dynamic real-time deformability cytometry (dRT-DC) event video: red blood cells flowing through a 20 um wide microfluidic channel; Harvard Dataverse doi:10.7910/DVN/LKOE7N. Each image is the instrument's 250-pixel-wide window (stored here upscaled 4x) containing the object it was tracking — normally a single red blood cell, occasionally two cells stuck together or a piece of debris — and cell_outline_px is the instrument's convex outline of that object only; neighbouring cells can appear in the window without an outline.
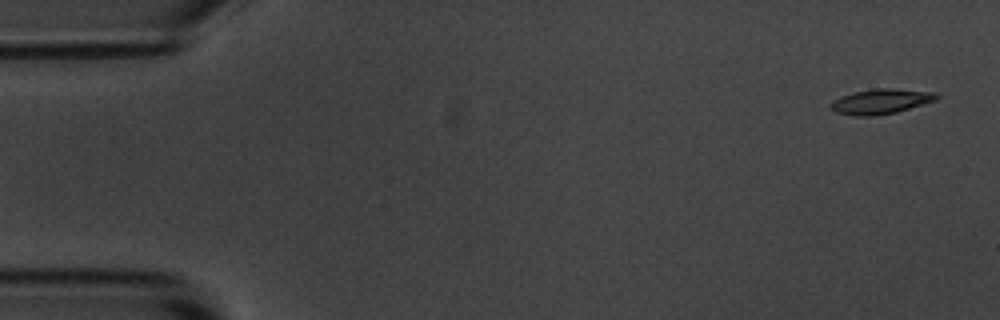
{"species": "common noctule bat (a hibernating species)", "species_latin": "Nyctalus noctula", "temperature_condition": "room temperature", "stored_images_in_passage": 6, "camera_frame_rate_fps": 3000, "um_per_image_px": 0.085, "animal": {"sex": "male", "body_mass_g": 20.1, "forearm_length_mm": 53.5}, "frame": {"image": 1, "passage_image": 1, "time_ms": 0.0, "image_size_px": [1000, 320], "cell_outline_px": [[940, 96], [936, 100], [896, 112], [872, 116], [856, 116], [836, 112], [828, 104], [840, 96], [852, 92], [876, 88], [892, 88], [936, 92]], "centroid_in_image_um": [74.87, 8.61], "position_along_channel_um": 10.1, "area_um2": 15.43}}